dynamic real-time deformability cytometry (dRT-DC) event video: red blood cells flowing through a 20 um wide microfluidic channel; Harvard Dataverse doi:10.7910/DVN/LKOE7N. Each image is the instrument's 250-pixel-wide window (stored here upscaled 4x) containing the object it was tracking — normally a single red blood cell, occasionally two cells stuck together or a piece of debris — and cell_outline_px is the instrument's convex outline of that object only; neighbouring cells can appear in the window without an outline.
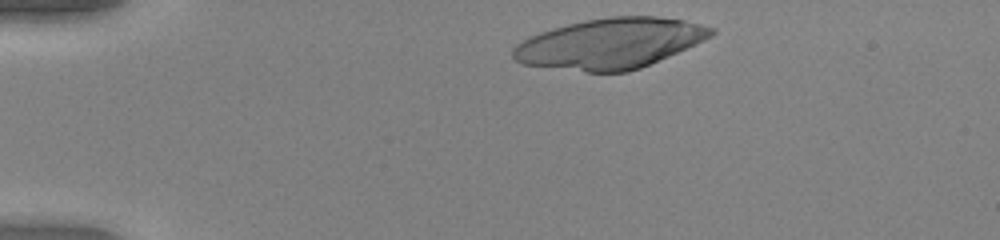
{"species": "human", "species_latin": "Homo sapiens", "temperature_condition": "warm", "stored_images_in_passage": 36, "camera_frame_rate_fps": 3000, "um_per_image_px": 0.085, "donor": {"sex": "female"}, "frame": {"image": 1, "passage_image": 2, "time_ms": 0.333, "image_size_px": [1000, 240], "cell_outline_px": [[716, 32], [712, 36], [704, 40], [668, 56], [640, 68], [628, 72], [588, 72], [520, 64], [512, 56], [512, 48], [516, 44], [528, 36], [552, 28], [584, 20], [612, 16], [656, 16], [684, 20], [716, 28]], "centroid_in_image_um": [51.84, 3.69], "position_along_channel_um": 33.2, "area_um2": 58.15}}